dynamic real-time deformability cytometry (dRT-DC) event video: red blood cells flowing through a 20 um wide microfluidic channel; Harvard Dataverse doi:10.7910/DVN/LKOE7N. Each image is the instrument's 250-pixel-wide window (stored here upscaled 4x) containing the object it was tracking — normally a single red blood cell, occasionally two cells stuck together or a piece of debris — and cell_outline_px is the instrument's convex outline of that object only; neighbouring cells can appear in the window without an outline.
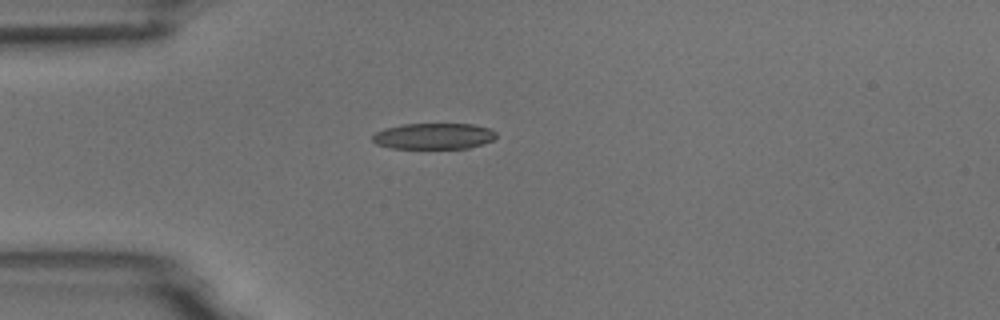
{"species": "common noctule bat (a hibernating species)", "species_latin": "Nyctalus noctula", "temperature_condition": "room temperature", "stored_images_in_passage": 1, "camera_frame_rate_fps": 3000, "um_per_image_px": 0.085, "animal": {"sex": "male", "body_mass_g": 18.8}, "frame": {"image": 1, "passage_image": 1, "time_ms": 0.0, "image_size_px": [1000, 320], "cell_outline_px": [[496, 136], [492, 140], [468, 148], [392, 148], [376, 144], [372, 140], [372, 136], [376, 132], [384, 128], [404, 124], [472, 124], [492, 128], [496, 132]], "centroid_in_image_um": [36.86, 11.56], "position_along_channel_um": 48.1, "area_um2": 18.73}}